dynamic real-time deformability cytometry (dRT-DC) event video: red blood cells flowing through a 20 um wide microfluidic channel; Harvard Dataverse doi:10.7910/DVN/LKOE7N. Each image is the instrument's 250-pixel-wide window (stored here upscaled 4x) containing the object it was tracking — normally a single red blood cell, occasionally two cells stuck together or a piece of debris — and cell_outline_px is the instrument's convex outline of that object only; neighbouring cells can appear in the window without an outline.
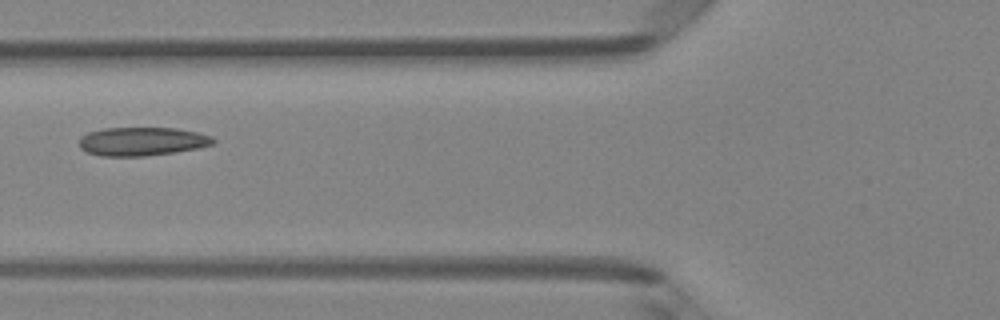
{"species": "Egyptian fruit bat (a non-hibernating species)", "species_latin": "Rousettus aegyptiacus", "temperature_condition": "room temperature", "stored_images_in_passage": 3, "camera_frame_rate_fps": 3000, "um_per_image_px": 0.085, "animal": {"sex": "female"}, "frame": {"image": 1, "passage_image": 2, "time_ms": 0.333, "image_size_px": [1000, 320], "cell_outline_px": [[216, 140], [212, 144], [196, 148], [172, 152], [144, 156], [100, 156], [88, 152], [80, 148], [80, 136], [88, 132], [104, 128], [176, 128], [196, 132], [212, 136]], "centroid_in_image_um": [12.04, 12.01], "position_along_channel_um": 113.8, "area_um2": 22.14}}
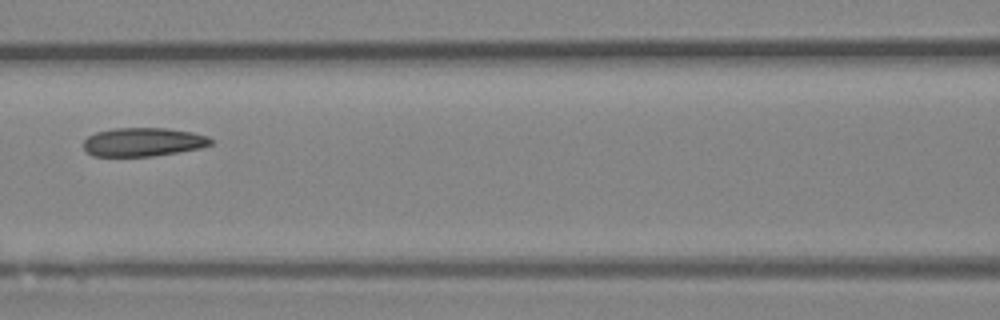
{"frame": {"image": 2, "passage_image": 3, "time_ms": 0.667, "image_size_px": [1000, 320], "cell_outline_px": [[212, 144], [200, 148], [152, 156], [92, 156], [84, 148], [84, 140], [88, 136], [96, 132], [116, 128], [168, 128], [192, 132], [208, 136], [212, 140]], "centroid_in_image_um": [12.17, 12.06], "position_along_channel_um": 154.4, "area_um2": 21.15}}